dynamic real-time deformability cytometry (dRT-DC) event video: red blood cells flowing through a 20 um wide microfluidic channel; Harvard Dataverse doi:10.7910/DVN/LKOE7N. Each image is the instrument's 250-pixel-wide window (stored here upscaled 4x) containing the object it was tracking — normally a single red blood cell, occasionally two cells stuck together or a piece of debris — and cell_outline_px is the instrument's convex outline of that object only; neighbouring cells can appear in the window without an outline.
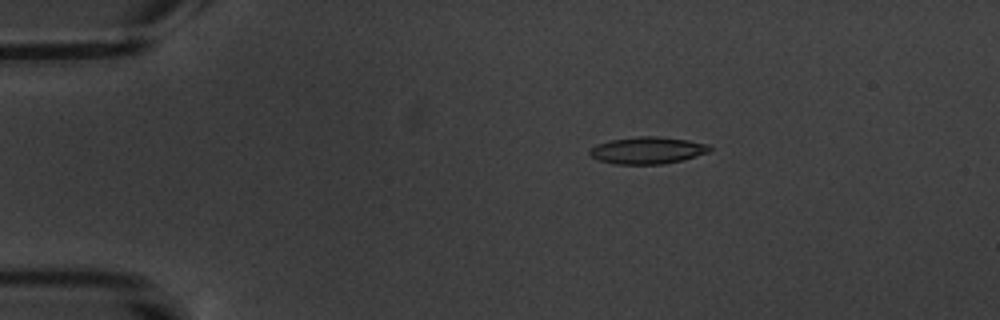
{"species": "common noctule bat (a hibernating species)", "species_latin": "Nyctalus noctula", "temperature_condition": "warm", "stored_images_in_passage": 5, "camera_frame_rate_fps": 3000, "um_per_image_px": 0.085, "animal": {"sex": "male", "body_mass_g": 20.1, "forearm_length_mm": 53.5}, "frame": {"image": 1, "passage_image": 3, "time_ms": 2.333, "image_size_px": [1000, 320], "cell_outline_px": [[712, 152], [664, 164], [612, 164], [600, 160], [592, 156], [588, 152], [596, 144], [612, 140], [640, 136], [660, 136], [688, 140], [708, 144], [712, 148]], "centroid_in_image_um": [55.08, 12.78], "position_along_channel_um": 29.9, "area_um2": 18.84}}